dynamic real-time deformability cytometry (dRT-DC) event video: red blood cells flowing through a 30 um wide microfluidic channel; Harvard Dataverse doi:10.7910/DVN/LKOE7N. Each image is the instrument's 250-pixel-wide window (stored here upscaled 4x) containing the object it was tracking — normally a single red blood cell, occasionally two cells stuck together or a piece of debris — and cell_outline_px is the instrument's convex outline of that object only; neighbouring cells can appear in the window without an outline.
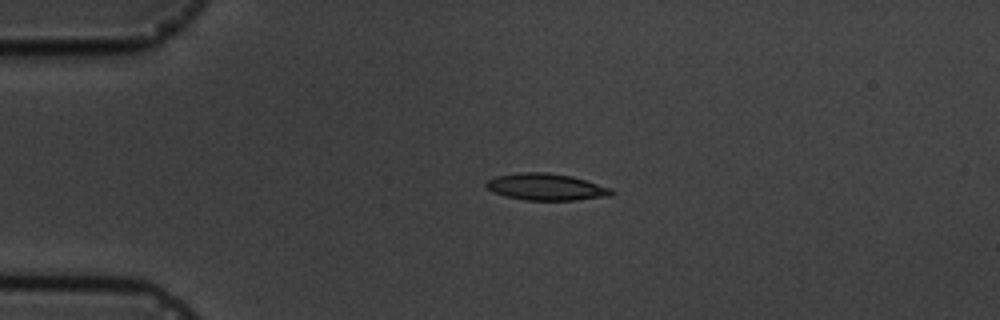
{"species": "common noctule bat (a hibernating species)", "species_latin": "Nyctalus noctula", "temperature_condition": "cold", "stored_images_in_passage": 4, "camera_frame_rate_fps": 3000, "um_per_image_px": 0.085, "animal": {"sex": "male", "body_mass_g": 19.5, "forearm_length_mm": 54.6}, "frame": {"image": 1, "passage_image": 3, "time_ms": 3.333, "image_size_px": [1000, 320], "cell_outline_px": [[612, 192], [608, 196], [576, 200], [524, 200], [504, 196], [492, 192], [484, 184], [488, 180], [496, 176], [520, 172], [548, 172], [572, 176], [612, 188]], "centroid_in_image_um": [46.38, 15.88], "position_along_channel_um": 38.6, "area_um2": 19.54}}